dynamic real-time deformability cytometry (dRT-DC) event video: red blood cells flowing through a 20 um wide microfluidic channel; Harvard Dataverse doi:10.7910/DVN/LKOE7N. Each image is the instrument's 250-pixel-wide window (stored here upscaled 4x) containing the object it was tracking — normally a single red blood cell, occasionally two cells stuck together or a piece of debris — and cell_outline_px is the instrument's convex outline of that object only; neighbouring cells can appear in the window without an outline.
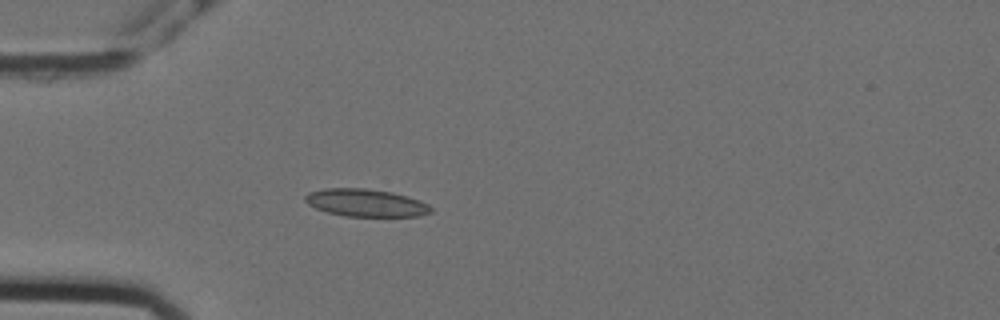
{"species": "Egyptian fruit bat (a non-hibernating species)", "species_latin": "Rousettus aegyptiacus", "temperature_condition": "cold", "stored_images_in_passage": 41, "camera_frame_rate_fps": 3000, "um_per_image_px": 0.085, "animal": {"sex": "female"}, "frame": {"image": 1, "passage_image": 1, "time_ms": 0.0, "image_size_px": [1000, 320], "cell_outline_px": [[432, 212], [420, 216], [344, 216], [328, 212], [316, 208], [308, 204], [304, 200], [304, 196], [308, 192], [324, 188], [364, 188], [392, 192], [428, 204], [432, 208]], "centroid_in_image_um": [31.05, 17.24], "position_along_channel_um": 53.9, "area_um2": 20.06}}
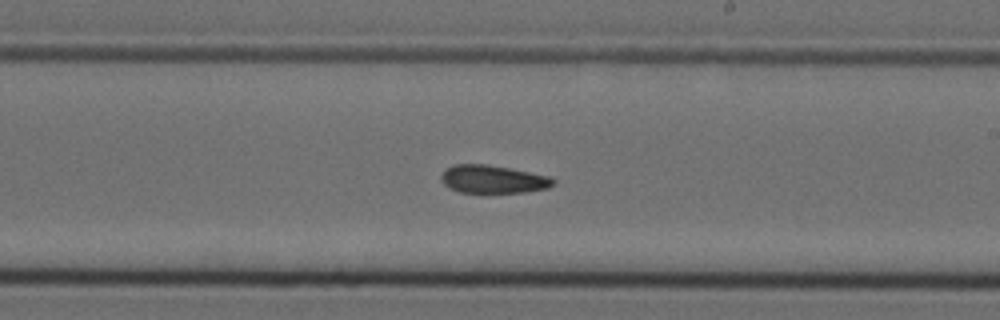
{"frame": {"image": 2, "passage_image": 18, "time_ms": 5.667, "image_size_px": [1000, 320], "cell_outline_px": [[556, 184], [548, 188], [524, 192], [460, 192], [448, 188], [440, 180], [440, 176], [444, 168], [456, 164], [484, 164], [508, 168], [548, 176], [556, 180]], "centroid_in_image_um": [41.86, 15.23], "position_along_channel_um": 247.1, "area_um2": 18.26}}
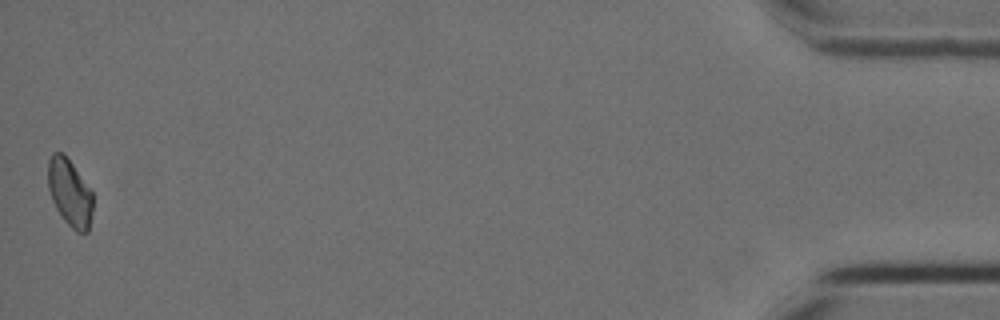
{"frame": {"image": 3, "passage_image": 41, "time_ms": 13.333, "image_size_px": [1000, 320], "cell_outline_px": [[92, 212], [88, 232], [76, 232], [64, 220], [56, 208], [52, 200], [48, 188], [48, 160], [52, 152], [60, 152], [72, 164], [92, 192]], "centroid_in_image_um": [5.91, 16.4], "position_along_channel_um": 429.3, "area_um2": 17.28}, "authors_computed_cell_mechanics": {"area_um2": 18.6116, "velocity_mm_per_s": 3.5569, "shape_relaxation_time_tau1_ms": null, "shape_relaxation_time_tau2_ms": 9.9125, "deformation_change_tau1": null, "deformation_change_tau2": 0.1496}}